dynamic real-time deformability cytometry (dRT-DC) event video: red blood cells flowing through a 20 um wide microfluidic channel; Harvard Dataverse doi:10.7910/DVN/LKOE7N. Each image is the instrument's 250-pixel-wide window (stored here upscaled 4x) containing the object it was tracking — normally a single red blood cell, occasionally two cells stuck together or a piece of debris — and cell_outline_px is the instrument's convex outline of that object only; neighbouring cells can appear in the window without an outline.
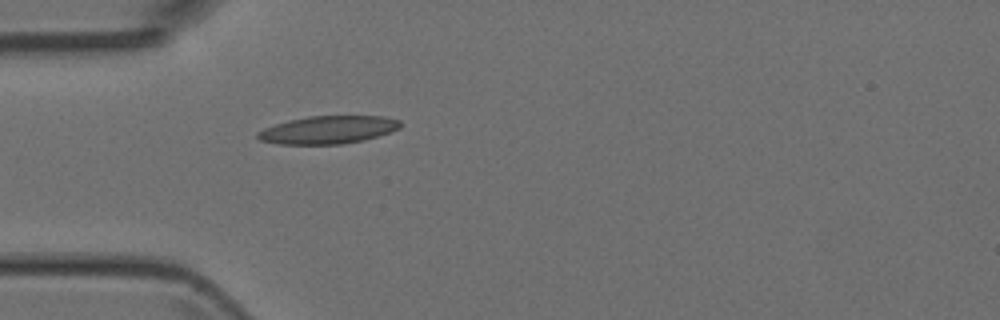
{"species": "Egyptian fruit bat (a non-hibernating species)", "species_latin": "Rousettus aegyptiacus", "temperature_condition": "room temperature", "stored_images_in_passage": 3, "camera_frame_rate_fps": 3000, "um_per_image_px": 0.085, "animal": {"sex": "female"}, "frame": {"image": 1, "passage_image": 3, "time_ms": 2.0, "image_size_px": [1000, 320], "cell_outline_px": [[400, 128], [392, 132], [364, 140], [340, 144], [276, 144], [260, 140], [256, 136], [256, 132], [264, 128], [288, 120], [308, 116], [384, 116], [400, 120]], "centroid_in_image_um": [27.89, 11.03], "position_along_channel_um": 57.1, "area_um2": 23.24}}